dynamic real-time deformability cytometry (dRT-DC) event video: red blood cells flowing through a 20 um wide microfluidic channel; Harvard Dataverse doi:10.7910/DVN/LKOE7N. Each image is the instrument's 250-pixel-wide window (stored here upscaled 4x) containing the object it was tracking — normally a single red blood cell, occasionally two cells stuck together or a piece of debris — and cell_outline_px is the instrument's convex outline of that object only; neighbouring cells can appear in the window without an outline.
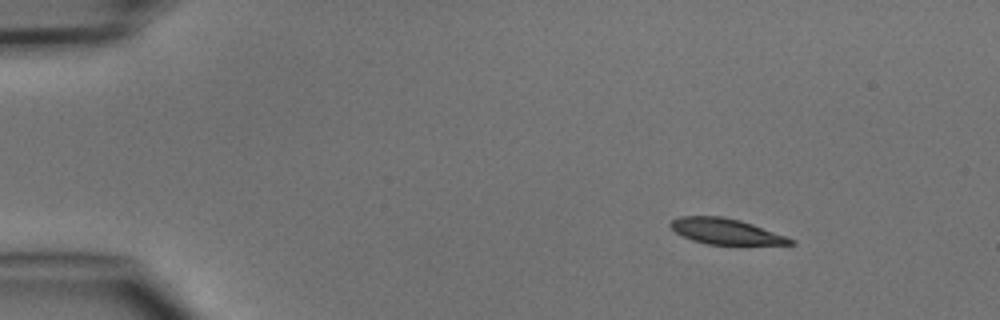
{"species": "common noctule bat (a hibernating species)", "species_latin": "Nyctalus noctula", "temperature_condition": "cold", "stored_images_in_passage": 5, "camera_frame_rate_fps": 3000, "um_per_image_px": 0.085, "animal": {"sex": "male", "body_mass_g": 15.6}, "frame": {"image": 1, "passage_image": 1, "time_ms": 0.0, "image_size_px": [1000, 320], "cell_outline_px": [[796, 244], [708, 244], [692, 240], [676, 232], [668, 224], [672, 220], [680, 216], [720, 216], [740, 220], [752, 224], [796, 240]], "centroid_in_image_um": [61.67, 19.66], "position_along_channel_um": 23.3, "area_um2": 17.63}}
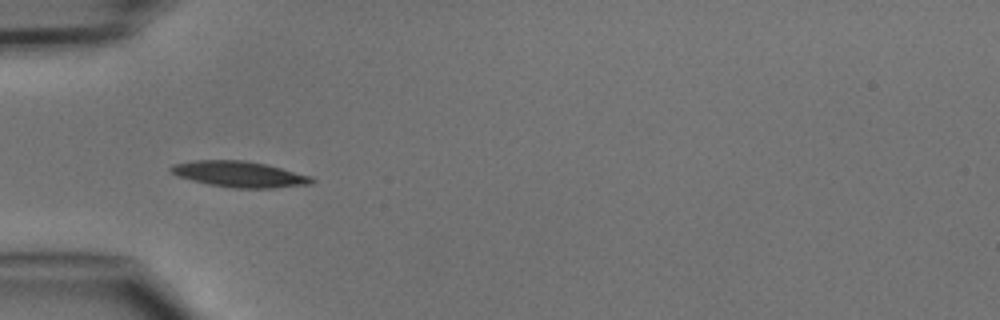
{"frame": {"image": 2, "passage_image": 3, "time_ms": 3.0, "image_size_px": [1000, 320], "cell_outline_px": [[316, 180], [312, 184], [276, 188], [232, 188], [208, 184], [176, 176], [168, 168], [172, 164], [196, 160], [244, 160], [268, 164], [312, 176]], "centroid_in_image_um": [20.38, 14.81], "position_along_channel_um": 64.6, "area_um2": 21.56}}